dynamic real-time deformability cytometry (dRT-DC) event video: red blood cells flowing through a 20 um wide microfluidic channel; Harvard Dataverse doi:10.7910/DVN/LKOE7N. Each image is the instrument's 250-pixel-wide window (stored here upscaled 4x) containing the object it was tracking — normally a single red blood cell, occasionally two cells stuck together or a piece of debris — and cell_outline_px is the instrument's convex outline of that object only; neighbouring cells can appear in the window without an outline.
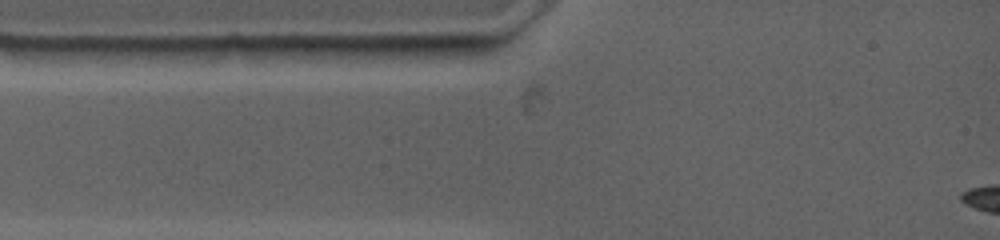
{"species": "common noctule bat (a hibernating species)", "species_latin": "Nyctalus noctula", "temperature_condition": "warm", "stored_images_in_passage": 2, "segment_of_instrument_passage": [1, 2], "camera_frame_rate_fps": 4500, "um_per_image_px": 0.085, "animal": {"sex": "female", "body_mass_g": 19.0, "forearm_length_mm": 53.3}, "frame": {"image": 1, "passage_image": 1, "time_ms": 0.0, "image_size_px": [1000, 240], "cell_outline_px": [[448, 44], [444, 48], [428, 56], [364, 64], [320, 48], [416, 44]], "centroid_in_image_um": [32.82, 4.44], "position_along_channel_um": 52.2, "area_um2": 10.81}}